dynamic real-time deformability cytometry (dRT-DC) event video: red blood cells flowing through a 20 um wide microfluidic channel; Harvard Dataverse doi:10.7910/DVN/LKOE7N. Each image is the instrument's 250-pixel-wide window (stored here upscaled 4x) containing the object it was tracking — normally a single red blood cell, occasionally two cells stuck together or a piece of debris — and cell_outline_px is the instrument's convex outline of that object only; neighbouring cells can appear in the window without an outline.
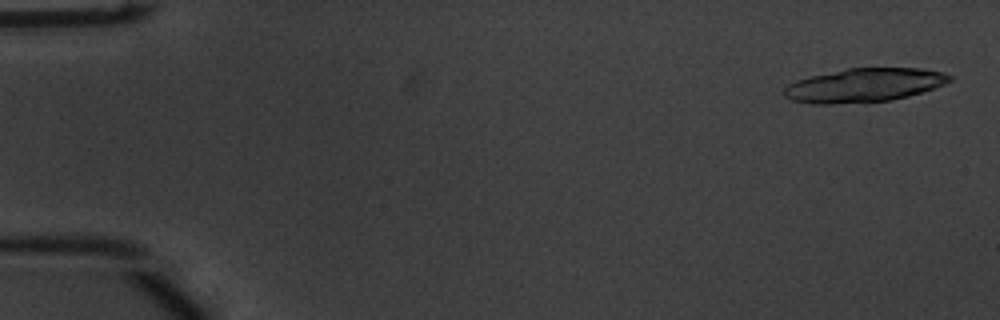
{"species": "common noctule bat (a hibernating species)", "species_latin": "Nyctalus noctula", "temperature_condition": "warm", "stored_images_in_passage": 25, "camera_frame_rate_fps": 3000, "um_per_image_px": 0.085, "animal": {"sex": "male", "body_mass_g": 20.1, "forearm_length_mm": 53.5}, "frame": {"image": 1, "passage_image": 2, "time_ms": 0.333, "image_size_px": [1000, 320], "cell_outline_px": [[952, 80], [944, 84], [908, 96], [892, 100], [832, 104], [808, 104], [792, 100], [784, 96], [784, 88], [788, 84], [796, 80], [808, 76], [848, 68], [924, 68], [944, 72], [952, 76]], "centroid_in_image_um": [73.42, 7.24], "position_along_channel_um": 11.6, "area_um2": 32.66}}